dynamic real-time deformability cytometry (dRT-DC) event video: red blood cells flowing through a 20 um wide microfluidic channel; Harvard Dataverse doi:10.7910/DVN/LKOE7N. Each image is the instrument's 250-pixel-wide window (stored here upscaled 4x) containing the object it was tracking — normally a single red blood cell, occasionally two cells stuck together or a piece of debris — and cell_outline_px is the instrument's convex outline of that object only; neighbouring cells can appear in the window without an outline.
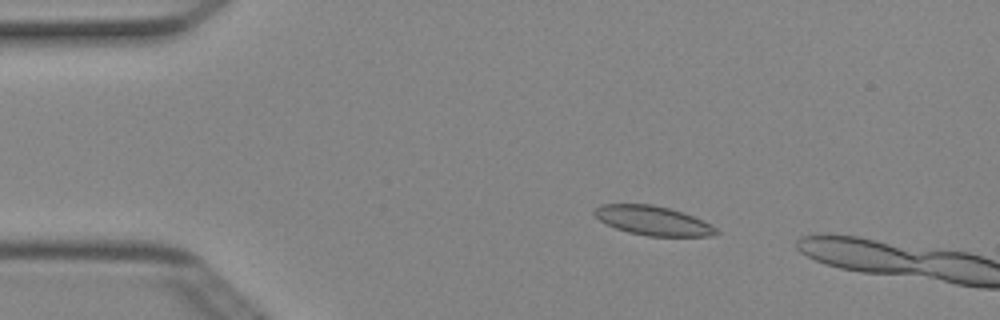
{"species": "Egyptian fruit bat (a non-hibernating species)", "species_latin": "Rousettus aegyptiacus", "temperature_condition": "cold", "stored_images_in_passage": 4, "camera_frame_rate_fps": 3000, "um_per_image_px": 0.085, "animal": {"sex": "female"}, "frame": {"image": 1, "passage_image": 3, "time_ms": 0.667, "image_size_px": [1000, 320], "cell_outline_px": [[720, 232], [712, 236], [648, 236], [628, 232], [616, 228], [600, 220], [592, 212], [600, 204], [652, 204], [684, 212], [712, 224]], "centroid_in_image_um": [55.53, 18.75], "position_along_channel_um": 29.5, "area_um2": 20.75}}